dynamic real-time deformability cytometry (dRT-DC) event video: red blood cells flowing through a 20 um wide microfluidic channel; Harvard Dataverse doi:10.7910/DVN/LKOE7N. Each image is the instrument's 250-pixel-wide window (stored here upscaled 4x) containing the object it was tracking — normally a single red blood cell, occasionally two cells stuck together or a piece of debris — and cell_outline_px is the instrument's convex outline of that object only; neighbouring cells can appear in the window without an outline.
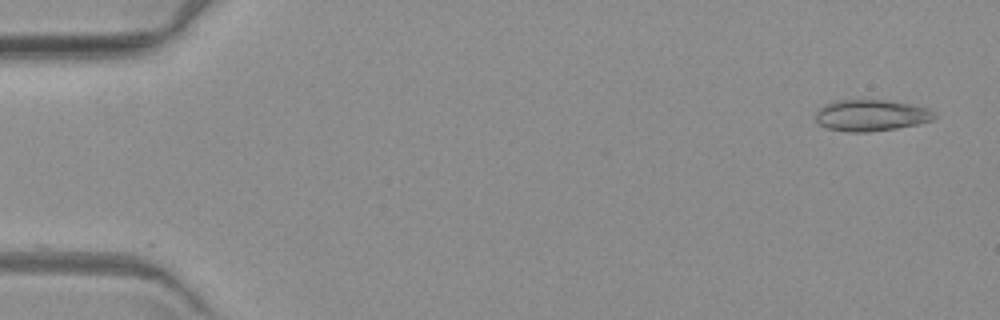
{"species": "common noctule bat (a hibernating species)", "species_latin": "Nyctalus noctula", "temperature_condition": "warm", "stored_images_in_passage": 5, "camera_frame_rate_fps": 3000, "um_per_image_px": 0.085, "animal": {"sex": "female", "body_mass_g": 19.3, "forearm_length_mm": 54.1}, "frame": {"image": 1, "passage_image": 1, "time_ms": 0.0, "image_size_px": [1000, 320], "cell_outline_px": [[936, 116], [932, 120], [916, 124], [896, 128], [868, 132], [848, 132], [828, 128], [820, 124], [816, 120], [816, 112], [824, 104], [836, 100], [888, 100], [928, 108], [936, 112]], "centroid_in_image_um": [74.04, 9.8], "position_along_channel_um": 11.0, "area_um2": 21.62}}